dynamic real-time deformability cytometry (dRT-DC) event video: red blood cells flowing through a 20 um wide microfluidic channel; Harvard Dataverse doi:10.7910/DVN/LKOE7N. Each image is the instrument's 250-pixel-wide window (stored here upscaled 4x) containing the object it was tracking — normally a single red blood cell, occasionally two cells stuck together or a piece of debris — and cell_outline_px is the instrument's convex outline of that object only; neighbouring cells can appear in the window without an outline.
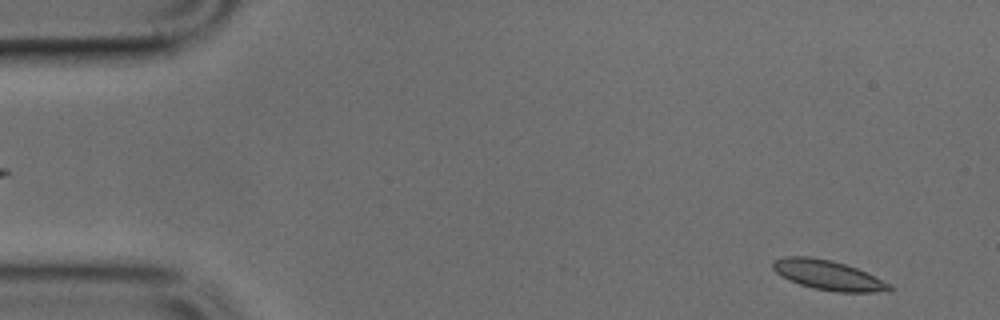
{"species": "common noctule bat (a hibernating species)", "species_latin": "Nyctalus noctula", "temperature_condition": "cold", "stored_images_in_passage": 48, "camera_frame_rate_fps": 3000, "um_per_image_px": 0.085, "animal": {"sex": "male", "body_mass_g": 17.9, "forearm_length_mm": 54.2}, "frame": {"image": 1, "passage_image": 2, "time_ms": 0.333, "image_size_px": [1000, 320], "cell_outline_px": [[892, 288], [888, 292], [836, 292], [812, 288], [788, 280], [780, 276], [772, 268], [772, 260], [784, 256], [808, 256], [832, 260], [856, 268], [892, 284]], "centroid_in_image_um": [70.36, 23.39], "position_along_channel_um": 14.6, "area_um2": 20.35}}
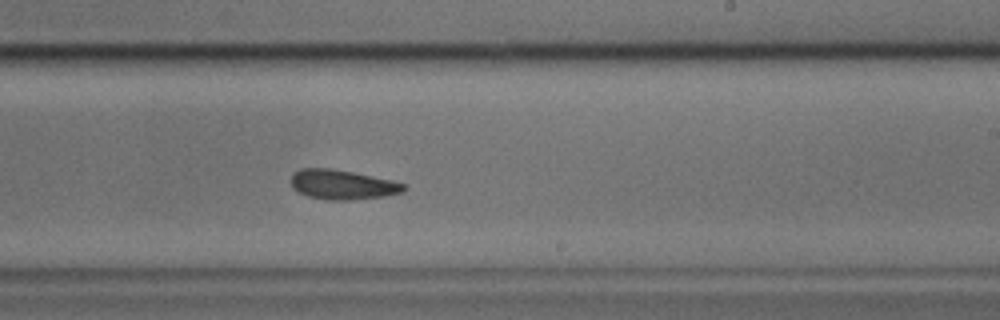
{"frame": {"image": 2, "passage_image": 28, "time_ms": 9.0, "image_size_px": [1000, 320], "cell_outline_px": [[408, 188], [404, 192], [384, 196], [352, 200], [328, 200], [308, 196], [292, 188], [292, 172], [300, 168], [328, 168], [352, 172], [408, 184]], "centroid_in_image_um": [29.12, 15.7], "position_along_channel_um": 259.9, "area_um2": 19.48}}
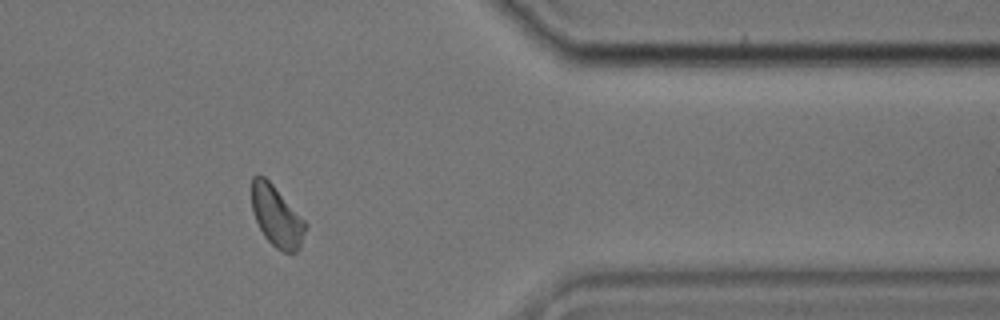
{"frame": {"image": 3, "passage_image": 39, "time_ms": 12.667, "image_size_px": [1000, 320], "cell_outline_px": [[308, 228], [300, 248], [296, 252], [284, 252], [276, 248], [264, 236], [256, 220], [252, 208], [252, 176], [256, 172], [264, 176], [272, 184], [308, 224]], "centroid_in_image_um": [23.53, 18.39], "position_along_channel_um": 387.9, "area_um2": 19.07}}